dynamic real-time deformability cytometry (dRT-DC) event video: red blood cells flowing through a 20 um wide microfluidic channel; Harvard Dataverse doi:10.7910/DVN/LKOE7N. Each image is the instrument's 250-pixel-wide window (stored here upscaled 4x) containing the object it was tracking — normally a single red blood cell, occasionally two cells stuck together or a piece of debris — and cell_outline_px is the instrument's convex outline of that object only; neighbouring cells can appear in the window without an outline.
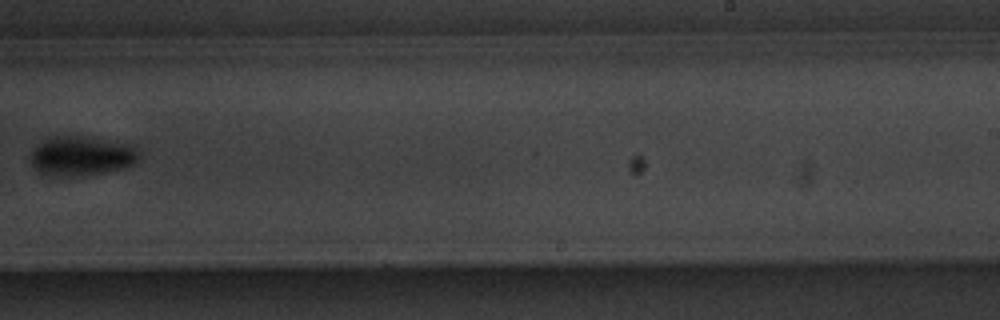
{"species": "common noctule bat (a hibernating species)", "species_latin": "Nyctalus noctula", "temperature_condition": "warm", "stored_images_in_passage": 12, "camera_frame_rate_fps": 3000, "um_per_image_px": 0.085, "animal": {"sex": "male", "body_mass_g": 20.1, "forearm_length_mm": 53.5}, "frame": {"image": 1, "passage_image": 7, "time_ms": 8.0, "image_size_px": [1000, 320], "cell_outline_px": [[140, 152], [136, 164], [124, 168], [88, 176], [48, 176], [40, 172], [32, 164], [32, 148], [44, 140], [52, 136], [76, 132], [124, 144], [136, 148]], "centroid_in_image_um": [6.92, 13.22], "position_along_channel_um": 282.1, "area_um2": 25.78}}
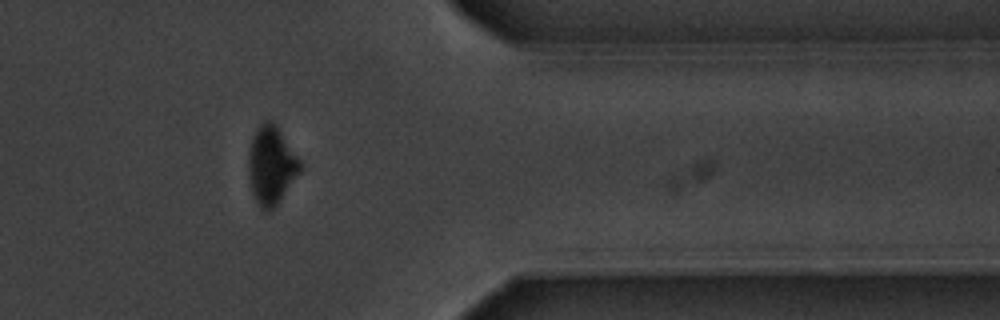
{"frame": {"image": 2, "passage_image": 10, "time_ms": 11.333, "image_size_px": [1000, 320], "cell_outline_px": [[304, 168], [280, 200], [268, 212], [264, 212], [256, 204], [252, 192], [248, 176], [248, 152], [252, 136], [256, 128], [264, 120], [272, 120], [304, 164]], "centroid_in_image_um": [23.06, 14.06], "position_along_channel_um": 388.3, "area_um2": 24.04}, "authors_computed_cell_mechanics": {"area_um2": 24.5072, "velocity_mm_per_s": 3.5855, "shape_relaxation_time_tau1_ms": 2.279, "shape_relaxation_time_tau2_ms": null, "deformation_change_tau1": 0.1102, "deformation_change_tau2": null}}